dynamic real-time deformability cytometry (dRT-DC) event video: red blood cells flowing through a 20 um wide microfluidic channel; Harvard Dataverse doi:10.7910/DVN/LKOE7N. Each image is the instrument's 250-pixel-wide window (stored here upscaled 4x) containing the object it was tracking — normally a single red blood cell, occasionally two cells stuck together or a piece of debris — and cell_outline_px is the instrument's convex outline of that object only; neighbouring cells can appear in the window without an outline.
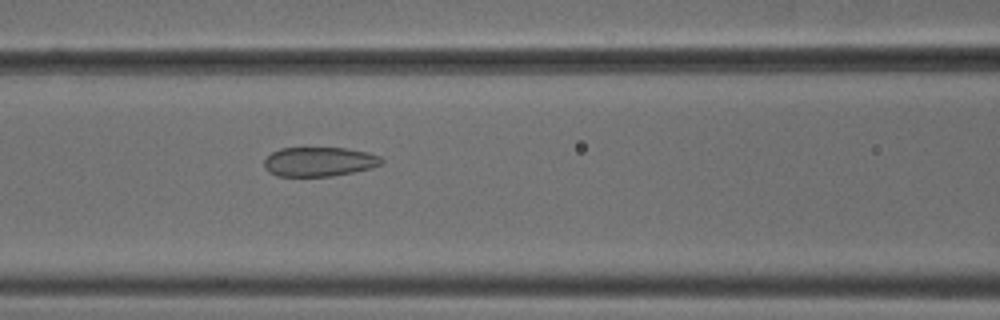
{"species": "common noctule bat (a hibernating species)", "species_latin": "Nyctalus noctula", "temperature_condition": "cold", "stored_images_in_passage": 53, "camera_frame_rate_fps": 3000, "um_per_image_px": 0.085, "animal": {"sex": "male", "body_mass_g": 18.8}, "frame": {"image": 1, "passage_image": 23, "time_ms": 7.333, "image_size_px": [1000, 320], "cell_outline_px": [[384, 160], [380, 164], [372, 168], [332, 176], [276, 176], [268, 172], [264, 168], [264, 160], [272, 152], [280, 148], [348, 148], [368, 152], [380, 156]], "centroid_in_image_um": [27.12, 13.74], "position_along_channel_um": 139.5, "area_um2": 20.17}}
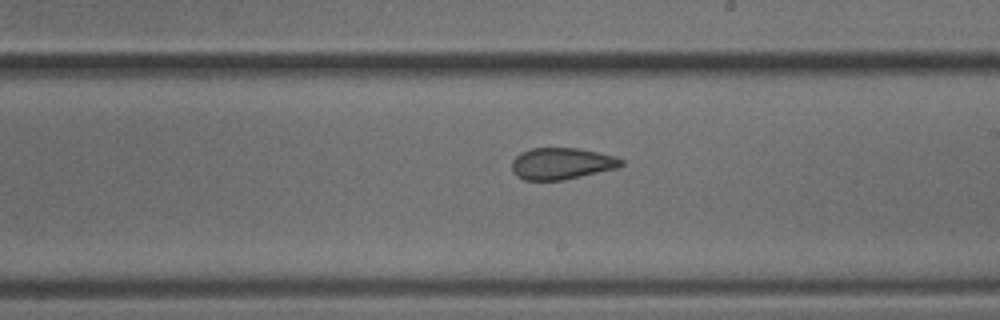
{"frame": {"image": 2, "passage_image": 31, "time_ms": 10.0, "image_size_px": [1000, 320], "cell_outline_px": [[624, 164], [616, 168], [564, 180], [524, 180], [516, 176], [512, 172], [512, 160], [520, 152], [532, 148], [576, 148], [616, 156], [624, 160]], "centroid_in_image_um": [47.71, 13.9], "position_along_channel_um": 241.3, "area_um2": 20.17}}
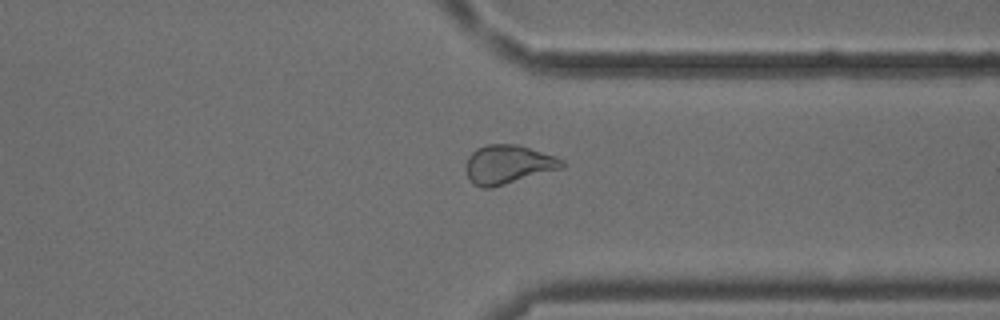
{"frame": {"image": 3, "passage_image": 41, "time_ms": 13.333, "image_size_px": [1000, 320], "cell_outline_px": [[568, 164], [564, 168], [492, 188], [480, 188], [472, 184], [464, 168], [468, 156], [476, 148], [488, 144], [516, 144], [556, 156], [564, 160]], "centroid_in_image_um": [43.2, 13.99], "position_along_channel_um": 368.2, "area_um2": 22.2}, "authors_computed_cell_mechanics": {"area_um2": 22.5998, "velocity_mm_per_s": 3.8222, "shape_relaxation_time_tau1_ms": null, "shape_relaxation_time_tau2_ms": 1.8921, "deformation_change_tau1": null, "deformation_change_tau2": 0.0888}}